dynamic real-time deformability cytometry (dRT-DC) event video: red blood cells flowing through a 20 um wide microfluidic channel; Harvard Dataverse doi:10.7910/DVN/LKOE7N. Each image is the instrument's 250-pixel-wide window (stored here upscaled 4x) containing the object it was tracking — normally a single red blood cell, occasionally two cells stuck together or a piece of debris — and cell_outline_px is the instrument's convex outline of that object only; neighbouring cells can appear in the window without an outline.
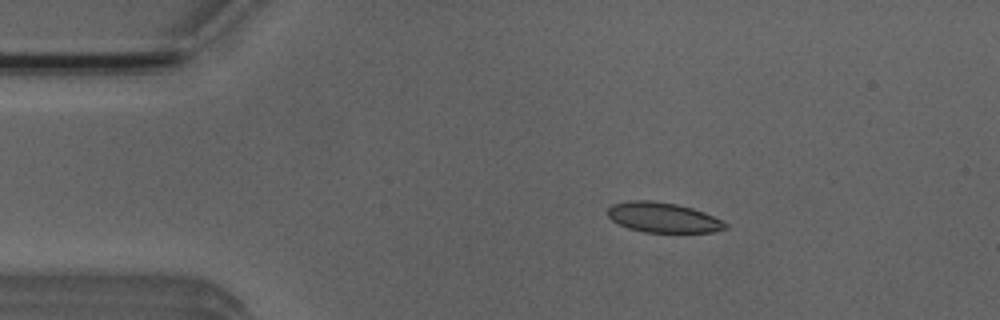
{"species": "Egyptian fruit bat (a non-hibernating species)", "species_latin": "Rousettus aegyptiacus", "temperature_condition": "room temperature", "stored_images_in_passage": 4, "camera_frame_rate_fps": 3000, "um_per_image_px": 0.085, "animal": {"sex": "male"}, "frame": {"image": 1, "passage_image": 2, "time_ms": 1.0, "image_size_px": [1000, 320], "cell_outline_px": [[728, 228], [712, 232], [644, 232], [628, 228], [612, 220], [608, 216], [608, 208], [612, 204], [628, 200], [652, 200], [676, 204], [692, 208], [704, 212], [724, 220], [728, 224]], "centroid_in_image_um": [56.38, 18.48], "position_along_channel_um": 28.6, "area_um2": 20.69}}
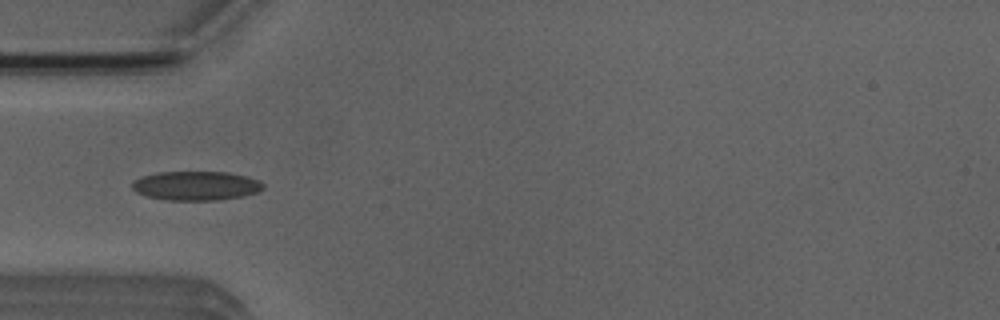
{"frame": {"image": 2, "passage_image": 4, "time_ms": 3.333, "image_size_px": [1000, 320], "cell_outline_px": [[264, 188], [260, 192], [244, 196], [220, 200], [168, 200], [144, 196], [136, 192], [132, 188], [132, 184], [140, 176], [160, 172], [228, 172], [248, 176], [260, 180], [264, 184]], "centroid_in_image_um": [16.71, 15.79], "position_along_channel_um": 68.3, "area_um2": 22.54}}